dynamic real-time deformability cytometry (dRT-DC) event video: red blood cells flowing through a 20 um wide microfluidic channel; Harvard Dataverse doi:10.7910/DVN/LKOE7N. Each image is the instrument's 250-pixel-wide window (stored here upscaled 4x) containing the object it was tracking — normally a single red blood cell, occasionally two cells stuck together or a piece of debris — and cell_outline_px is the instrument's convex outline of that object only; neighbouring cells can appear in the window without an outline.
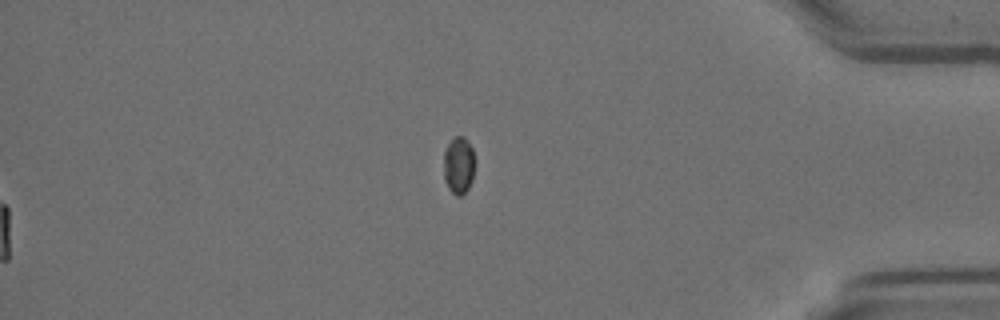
{"species": "Egyptian fruit bat (a non-hibernating species)", "species_latin": "Rousettus aegyptiacus", "temperature_condition": "room temperature", "stored_images_in_passage": 56, "segment_of_instrument_passage": [2, 2], "camera_frame_rate_fps": 3000, "um_per_image_px": 0.085, "animal": {"sex": "female"}, "frame": {"image": 1, "passage_image": 56, "time_ms": 18.333, "image_size_px": [1000, 320], "cell_outline_px": [[476, 160], [472, 180], [468, 188], [460, 196], [456, 196], [448, 188], [444, 180], [444, 152], [448, 144], [456, 136], [464, 136], [472, 148]], "centroid_in_image_um": [39.0, 14.05], "position_along_channel_um": 396.2, "area_um2": 10.52}}